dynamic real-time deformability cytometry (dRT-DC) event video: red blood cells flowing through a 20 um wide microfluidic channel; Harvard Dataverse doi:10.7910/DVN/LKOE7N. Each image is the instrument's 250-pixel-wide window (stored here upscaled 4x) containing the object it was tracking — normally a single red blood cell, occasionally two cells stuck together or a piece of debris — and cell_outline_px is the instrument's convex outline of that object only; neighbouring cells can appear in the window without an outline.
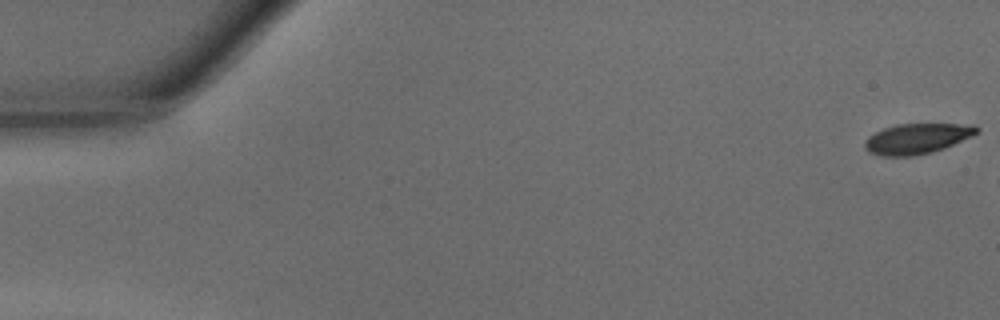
{"species": "common noctule bat (a hibernating species)", "species_latin": "Nyctalus noctula", "temperature_condition": "warm", "stored_images_in_passage": 6, "camera_frame_rate_fps": 3000, "um_per_image_px": 0.085, "animal": {"sex": "male", "body_mass_g": 15.6}, "frame": {"image": 1, "passage_image": 1, "time_ms": 0.0, "image_size_px": [1000, 320], "cell_outline_px": [[980, 132], [972, 136], [944, 148], [932, 152], [912, 156], [884, 156], [868, 152], [864, 148], [864, 144], [868, 136], [884, 128], [896, 124], [976, 124], [980, 128]], "centroid_in_image_um": [77.97, 11.77], "position_along_channel_um": 7.0, "area_um2": 19.88}}